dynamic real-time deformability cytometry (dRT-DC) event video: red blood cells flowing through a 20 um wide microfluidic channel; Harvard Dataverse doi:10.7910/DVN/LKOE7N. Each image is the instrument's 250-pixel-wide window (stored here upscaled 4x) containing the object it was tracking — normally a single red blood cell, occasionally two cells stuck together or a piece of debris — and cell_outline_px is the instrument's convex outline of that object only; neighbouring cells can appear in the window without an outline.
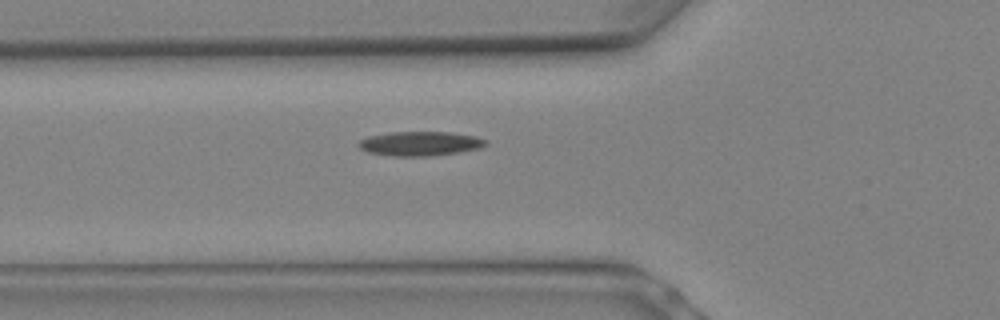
{"species": "Egyptian fruit bat (a non-hibernating species)", "species_latin": "Rousettus aegyptiacus", "temperature_condition": "warm", "stored_images_in_passage": 2, "camera_frame_rate_fps": 3000, "um_per_image_px": 0.085, "animal": {"sex": "female"}, "frame": {"image": 1, "passage_image": 2, "time_ms": 0.333, "image_size_px": [1000, 320], "cell_outline_px": [[488, 144], [480, 148], [456, 152], [428, 156], [392, 156], [368, 152], [360, 148], [356, 144], [360, 140], [368, 136], [392, 132], [452, 132], [476, 136], [488, 140]], "centroid_in_image_um": [35.71, 12.2], "position_along_channel_um": 90.1, "area_um2": 18.03}}